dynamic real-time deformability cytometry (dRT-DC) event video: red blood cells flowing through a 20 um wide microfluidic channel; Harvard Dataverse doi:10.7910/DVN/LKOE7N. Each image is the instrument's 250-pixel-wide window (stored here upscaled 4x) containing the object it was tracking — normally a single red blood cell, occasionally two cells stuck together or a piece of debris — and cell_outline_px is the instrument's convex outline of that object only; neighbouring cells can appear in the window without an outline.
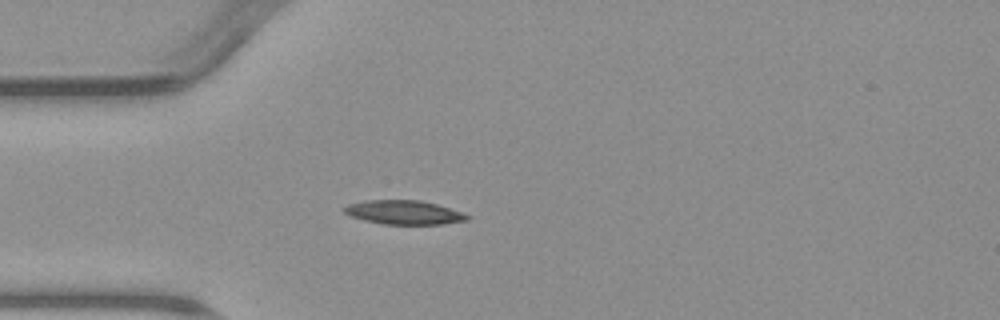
{"species": "common noctule bat (a hibernating species)", "species_latin": "Nyctalus noctula", "temperature_condition": "warm", "stored_images_in_passage": 2, "camera_frame_rate_fps": 3000, "um_per_image_px": 0.085, "animal": {"sex": "male", "body_mass_g": 23.1, "forearm_length_mm": 52.7}, "frame": {"image": 1, "passage_image": 1, "time_ms": 0.0, "image_size_px": [1000, 320], "cell_outline_px": [[472, 216], [468, 220], [444, 224], [384, 224], [364, 220], [352, 216], [344, 212], [344, 208], [348, 204], [364, 200], [416, 200], [436, 204]], "centroid_in_image_um": [34.34, 18.05], "position_along_channel_um": 50.7, "area_um2": 16.99}}